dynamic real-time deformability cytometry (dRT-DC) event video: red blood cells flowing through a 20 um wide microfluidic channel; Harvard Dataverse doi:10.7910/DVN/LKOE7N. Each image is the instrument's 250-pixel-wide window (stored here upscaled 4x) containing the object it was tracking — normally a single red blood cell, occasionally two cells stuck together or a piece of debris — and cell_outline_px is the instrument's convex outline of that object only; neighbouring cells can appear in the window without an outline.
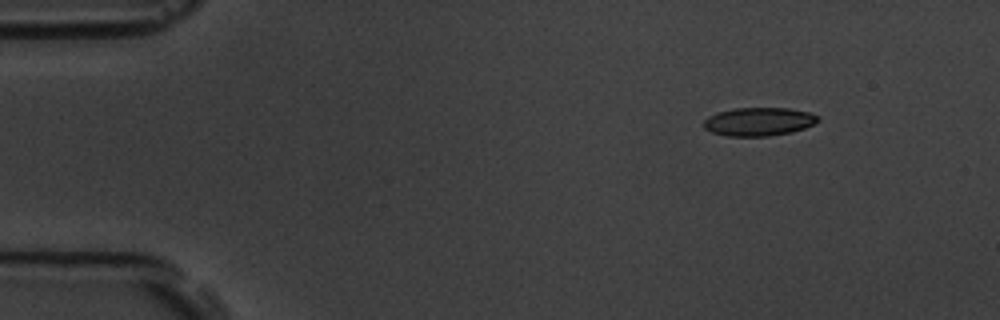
{"species": "common noctule bat (a hibernating species)", "species_latin": "Nyctalus noctula", "temperature_condition": "room temperature", "stored_images_in_passage": 3, "camera_frame_rate_fps": 3000, "um_per_image_px": 0.085, "animal": {"sex": "male", "body_mass_g": 19.5, "forearm_length_mm": 54.6}, "frame": {"image": 1, "passage_image": 1, "time_ms": 0.0, "image_size_px": [1000, 320], "cell_outline_px": [[820, 120], [804, 128], [792, 132], [768, 136], [728, 136], [712, 132], [704, 128], [704, 120], [708, 116], [716, 112], [736, 108], [788, 108], [808, 112], [820, 116]], "centroid_in_image_um": [64.49, 10.33], "position_along_channel_um": 20.5, "area_um2": 18.9}}
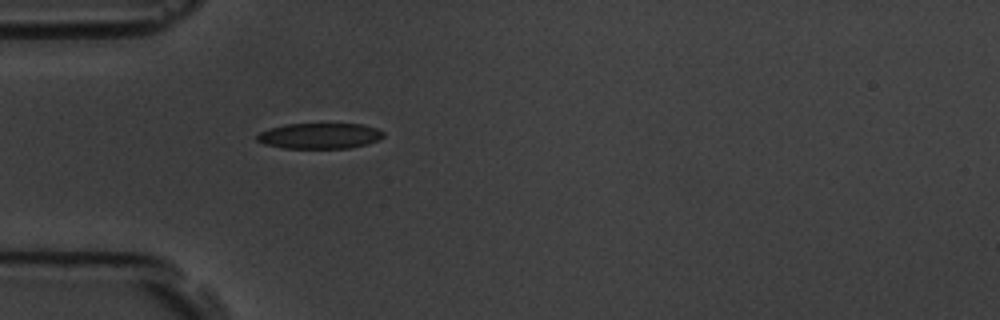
{"frame": {"image": 2, "passage_image": 3, "time_ms": 3.333, "image_size_px": [1000, 320], "cell_outline_px": [[384, 136], [380, 140], [348, 148], [284, 148], [264, 144], [256, 140], [256, 136], [260, 132], [284, 124], [360, 124], [376, 128], [384, 132]], "centroid_in_image_um": [27.17, 11.55], "position_along_channel_um": 57.8, "area_um2": 18.79}}